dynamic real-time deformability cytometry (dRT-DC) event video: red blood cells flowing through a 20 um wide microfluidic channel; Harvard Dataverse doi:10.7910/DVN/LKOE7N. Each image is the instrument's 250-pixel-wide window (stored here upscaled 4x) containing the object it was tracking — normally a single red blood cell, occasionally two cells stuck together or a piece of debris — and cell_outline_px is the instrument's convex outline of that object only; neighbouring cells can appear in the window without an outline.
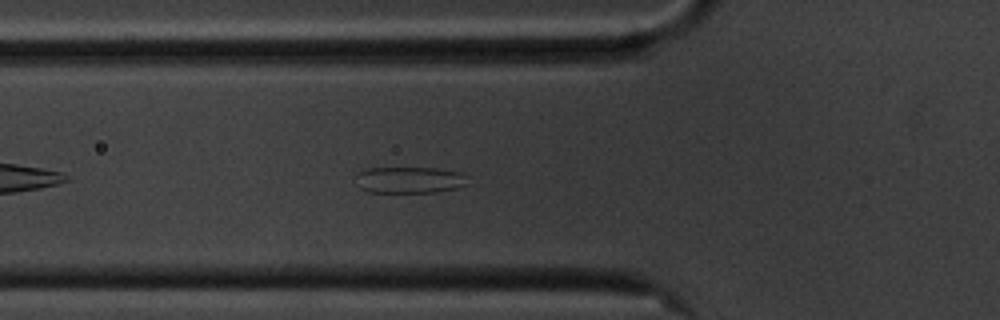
{"species": "common noctule bat (a hibernating species)", "species_latin": "Nyctalus noctula", "temperature_condition": "cold", "stored_images_in_passage": 45, "camera_frame_rate_fps": 3000, "um_per_image_px": 0.085, "animal": {"sex": "male", "body_mass_g": 20.1, "forearm_length_mm": 53.5}, "frame": {"image": 1, "passage_image": 7, "time_ms": 2.0, "image_size_px": [1000, 320], "cell_outline_px": [[468, 184], [456, 188], [436, 192], [368, 192], [360, 188], [356, 176], [356, 172], [364, 168], [436, 168], [464, 172]], "centroid_in_image_um": [34.81, 15.28], "position_along_channel_um": 91.0, "area_um2": 17.4}}
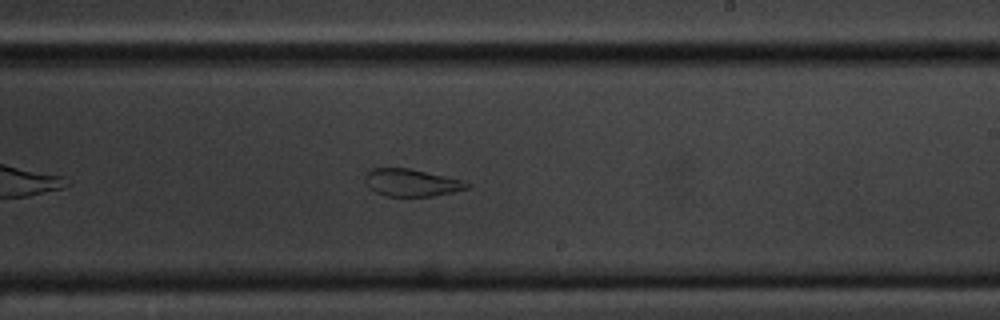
{"frame": {"image": 2, "passage_image": 21, "time_ms": 6.667, "image_size_px": [1000, 320], "cell_outline_px": [[472, 184], [468, 188], [452, 192], [432, 196], [388, 196], [376, 192], [368, 188], [364, 180], [364, 176], [372, 168], [408, 168], [464, 180]], "centroid_in_image_um": [34.97, 15.52], "position_along_channel_um": 254.0, "area_um2": 16.24}}
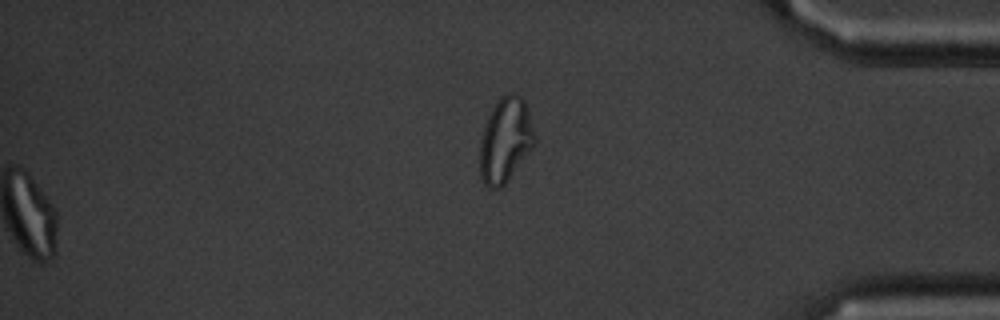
{"frame": {"image": 3, "passage_image": 45, "time_ms": 14.667, "image_size_px": [1000, 320], "cell_outline_px": [[536, 140], [532, 148], [504, 184], [500, 188], [488, 188], [480, 180], [480, 140], [488, 116], [492, 108], [500, 96], [508, 92], [512, 92], [520, 96], [524, 100], [528, 112]], "centroid_in_image_um": [42.93, 11.9], "position_along_channel_um": 392.3, "area_um2": 26.82}, "authors_computed_cell_mechanics": {"area_um2": 19.941, "velocity_mm_per_s": 3.4878, "shape_relaxation_time_tau1_ms": null, "shape_relaxation_time_tau2_ms": 1.2209, "deformation_change_tau1": null, "deformation_change_tau2": 0.0827}}